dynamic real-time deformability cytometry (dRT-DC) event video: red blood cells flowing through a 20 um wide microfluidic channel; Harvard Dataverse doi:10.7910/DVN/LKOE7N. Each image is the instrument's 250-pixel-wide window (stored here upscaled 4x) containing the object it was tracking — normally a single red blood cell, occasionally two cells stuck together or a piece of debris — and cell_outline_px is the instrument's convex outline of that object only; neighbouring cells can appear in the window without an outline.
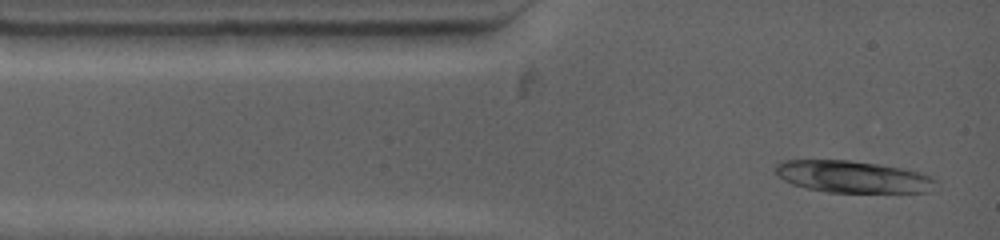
{"species": "common noctule bat (a hibernating species)", "species_latin": "Nyctalus noctula", "temperature_condition": "warm", "stored_images_in_passage": 2, "camera_frame_rate_fps": 4500, "um_per_image_px": 0.085, "animal": {"sex": "female", "body_mass_g": 19.0, "forearm_length_mm": 53.3}, "frame": {"image": 1, "passage_image": 1, "time_ms": 0.0, "image_size_px": [1000, 240], "cell_outline_px": [[936, 180], [928, 192], [828, 192], [808, 188], [792, 184], [776, 176], [772, 168], [780, 160], [848, 160], [880, 164], [904, 168], [920, 172], [932, 176]], "centroid_in_image_um": [72.42, 15.01], "position_along_channel_um": 12.6, "area_um2": 30.0}}